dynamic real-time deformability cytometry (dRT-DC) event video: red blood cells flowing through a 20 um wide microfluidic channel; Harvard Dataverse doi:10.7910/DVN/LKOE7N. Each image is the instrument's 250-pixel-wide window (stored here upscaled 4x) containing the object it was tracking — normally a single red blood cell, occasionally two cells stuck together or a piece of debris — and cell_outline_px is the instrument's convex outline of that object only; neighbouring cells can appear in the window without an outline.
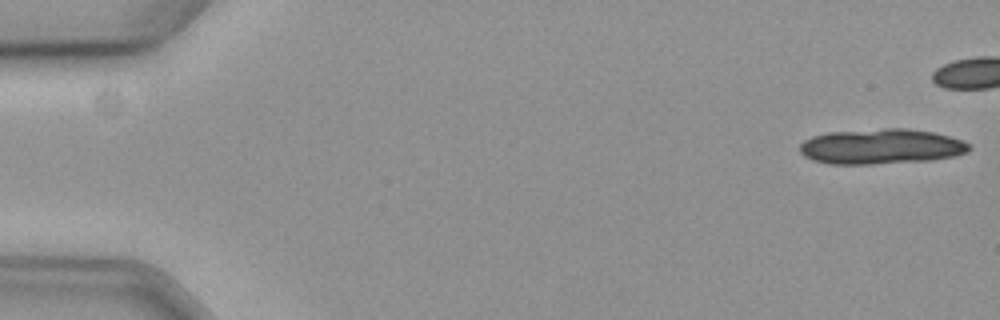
{"species": "common noctule bat (a hibernating species)", "species_latin": "Nyctalus noctula", "temperature_condition": "cold", "stored_images_in_passage": 15, "camera_frame_rate_fps": 3000, "um_per_image_px": 0.085, "animal": {"sex": "female", "body_mass_g": 19.3, "forearm_length_mm": 54.1}, "frame": {"image": 1, "passage_image": 1, "time_ms": 0.0, "image_size_px": [1000, 320], "cell_outline_px": [[972, 148], [968, 152], [952, 156], [928, 160], [872, 164], [828, 164], [812, 160], [804, 156], [800, 152], [800, 144], [804, 140], [812, 136], [828, 132], [884, 128], [908, 128], [932, 132], [964, 140], [972, 144]], "centroid_in_image_um": [74.89, 12.45], "position_along_channel_um": 10.1, "area_um2": 34.97}}